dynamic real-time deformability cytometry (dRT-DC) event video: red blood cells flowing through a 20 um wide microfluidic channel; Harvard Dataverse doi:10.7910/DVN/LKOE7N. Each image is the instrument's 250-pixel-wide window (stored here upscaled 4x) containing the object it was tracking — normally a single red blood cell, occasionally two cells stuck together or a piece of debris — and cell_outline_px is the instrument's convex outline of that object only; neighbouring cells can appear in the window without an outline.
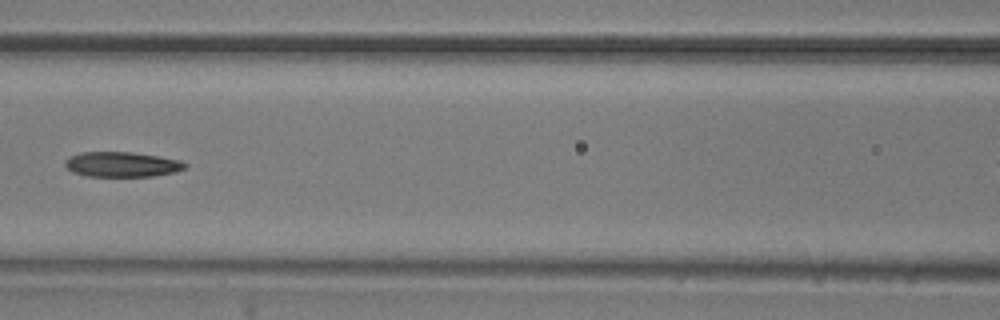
{"species": "common noctule bat (a hibernating species)", "species_latin": "Nyctalus noctula", "temperature_condition": "room temperature", "stored_images_in_passage": 7, "segment_of_instrument_passage": [1, 2], "camera_frame_rate_fps": 3000, "um_per_image_px": 0.085, "animal": {"sex": "male", "body_mass_g": 20.5, "forearm_length_mm": 52.5}, "frame": {"image": 1, "passage_image": 6, "time_ms": 6.667, "image_size_px": [1000, 320], "cell_outline_px": [[188, 164], [184, 168], [176, 172], [152, 176], [88, 176], [72, 172], [64, 164], [64, 160], [80, 152], [132, 152], [160, 156], [180, 160]], "centroid_in_image_um": [10.38, 13.97], "position_along_channel_um": 156.2, "area_um2": 17.51}}